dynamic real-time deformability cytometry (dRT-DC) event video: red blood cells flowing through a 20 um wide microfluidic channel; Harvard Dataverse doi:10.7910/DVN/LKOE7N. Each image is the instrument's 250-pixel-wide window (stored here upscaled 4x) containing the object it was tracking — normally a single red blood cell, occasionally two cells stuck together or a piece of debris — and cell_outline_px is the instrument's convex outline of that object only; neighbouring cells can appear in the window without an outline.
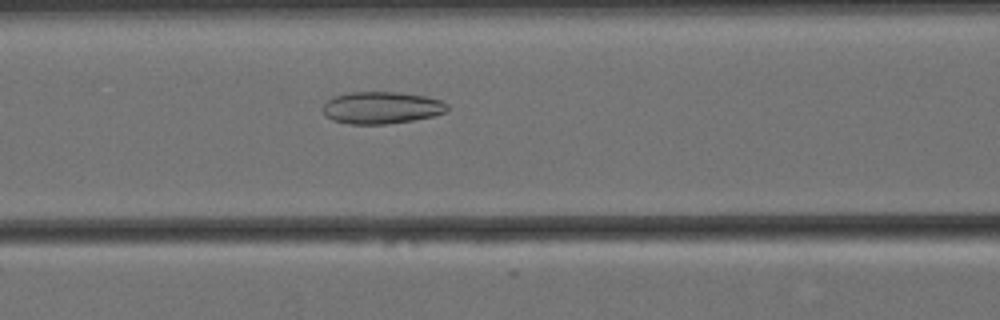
{"species": "Egyptian fruit bat (a non-hibernating species)", "species_latin": "Rousettus aegyptiacus", "temperature_condition": "cold", "stored_images_in_passage": 38, "camera_frame_rate_fps": 3000, "um_per_image_px": 0.085, "animal": {"sex": "female"}, "frame": {"image": 1, "passage_image": 13, "time_ms": 4.0, "image_size_px": [1000, 320], "cell_outline_px": [[448, 112], [432, 116], [412, 120], [388, 124], [348, 124], [332, 120], [324, 112], [324, 104], [328, 100], [336, 96], [348, 92], [396, 92], [428, 96], [440, 100], [448, 104]], "centroid_in_image_um": [32.47, 9.15], "position_along_channel_um": 134.1, "area_um2": 23.24}}
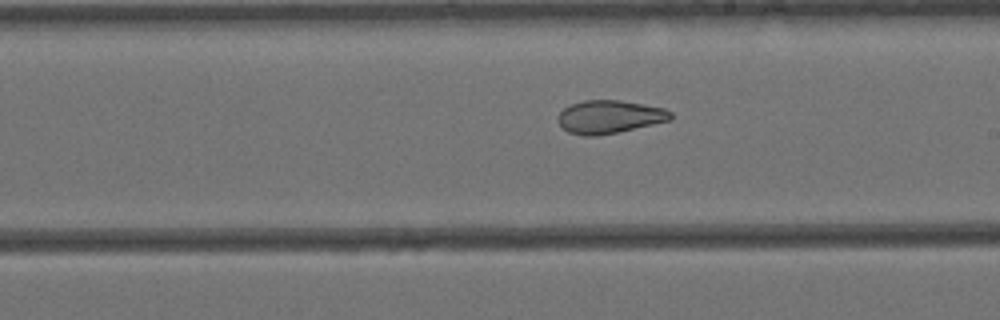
{"frame": {"image": 2, "passage_image": 22, "time_ms": 7.0, "image_size_px": [1000, 320], "cell_outline_px": [[672, 120], [616, 132], [596, 136], [584, 136], [568, 132], [556, 120], [556, 116], [564, 108], [572, 104], [584, 100], [620, 100], [644, 104], [664, 108], [672, 112]], "centroid_in_image_um": [51.79, 9.92], "position_along_channel_um": 237.2, "area_um2": 21.73}}
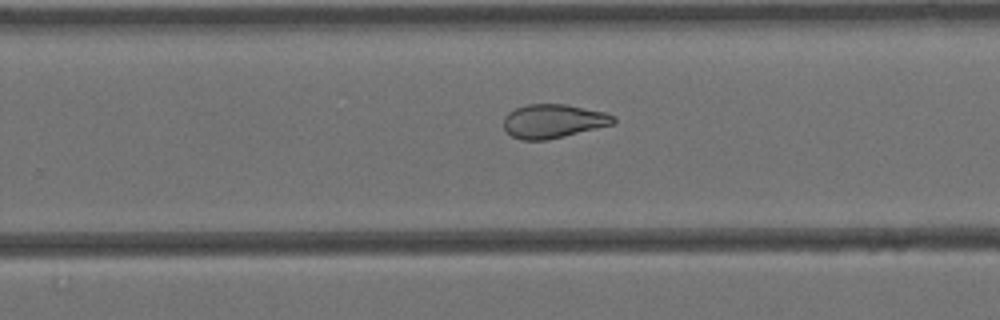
{"frame": {"image": 3, "passage_image": 26, "time_ms": 8.333, "image_size_px": [1000, 320], "cell_outline_px": [[616, 120], [612, 124], [548, 140], [520, 140], [512, 136], [504, 128], [504, 116], [508, 112], [516, 108], [528, 104], [564, 104], [604, 112], [616, 116]], "centroid_in_image_um": [47.0, 10.29], "position_along_channel_um": 282.8, "area_um2": 21.5}, "authors_computed_cell_mechanics": {"area_um2": 22.1952, "velocity_mm_per_s": 3.4525, "shape_relaxation_time_tau1_ms": null, "shape_relaxation_time_tau2_ms": 3.6958, "deformation_change_tau1": null, "deformation_change_tau2": 0.1054}}